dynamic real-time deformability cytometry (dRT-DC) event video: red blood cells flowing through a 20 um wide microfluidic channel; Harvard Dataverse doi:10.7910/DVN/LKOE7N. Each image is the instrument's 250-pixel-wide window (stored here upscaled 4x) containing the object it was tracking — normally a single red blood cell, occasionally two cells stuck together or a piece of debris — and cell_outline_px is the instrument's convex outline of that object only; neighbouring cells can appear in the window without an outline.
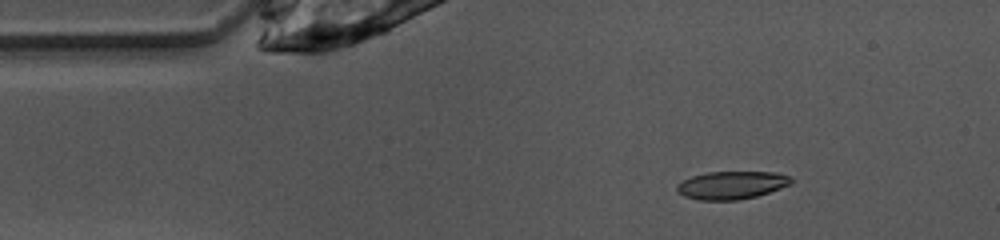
{"species": "common noctule bat (a hibernating species)", "species_latin": "Nyctalus noctula", "temperature_condition": "warm", "stored_images_in_passage": 43, "camera_frame_rate_fps": 3000, "um_per_image_px": 0.085, "animal": {"sex": "female", "body_mass_g": 10.0, "forearm_length_mm": 53.1}, "frame": {"image": 1, "passage_image": 1, "time_ms": 0.0, "image_size_px": [1000, 240], "cell_outline_px": [[792, 184], [756, 196], [740, 200], [700, 200], [684, 196], [676, 192], [676, 184], [692, 176], [708, 172], [776, 172], [788, 176], [792, 180]], "centroid_in_image_um": [62.16, 15.74], "position_along_channel_um": 22.8, "area_um2": 18.55}}
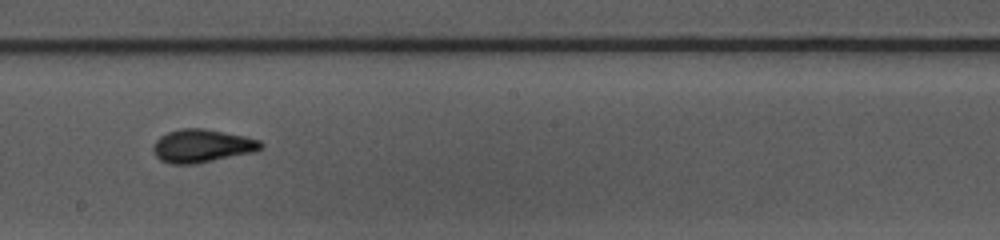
{"frame": {"image": 2, "passage_image": 20, "time_ms": 6.333, "image_size_px": [1000, 240], "cell_outline_px": [[264, 148], [252, 152], [196, 164], [172, 164], [160, 160], [156, 156], [152, 148], [152, 144], [160, 136], [168, 132], [180, 128], [204, 128], [244, 136], [260, 140], [264, 144]], "centroid_in_image_um": [17.15, 12.4], "position_along_channel_um": 231.0, "area_um2": 20.87}}
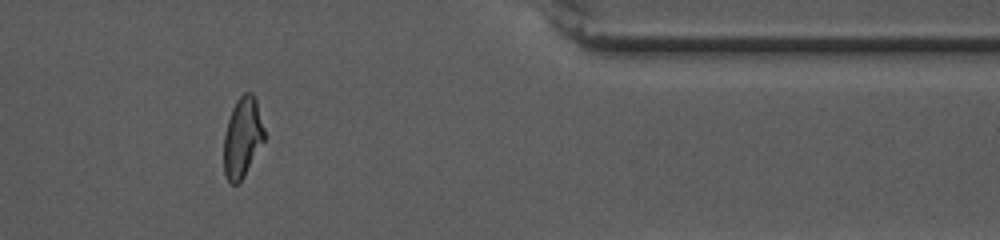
{"frame": {"image": 3, "passage_image": 34, "time_ms": 11.0, "image_size_px": [1000, 240], "cell_outline_px": [[264, 140], [244, 176], [236, 184], [232, 184], [228, 180], [224, 172], [224, 136], [228, 120], [232, 108], [236, 100], [244, 92], [252, 92], [256, 100], [264, 128]], "centroid_in_image_um": [20.6, 11.66], "position_along_channel_um": 390.8, "area_um2": 18.67}, "authors_computed_cell_mechanics": {"area_um2": 19.4786, "velocity_mm_per_s": 4.0142, "shape_relaxation_time_tau1_ms": 3.7173, "shape_relaxation_time_tau2_ms": 1.7178, "deformation_change_tau1": 0.1731, "deformation_change_tau2": 0.0629}}